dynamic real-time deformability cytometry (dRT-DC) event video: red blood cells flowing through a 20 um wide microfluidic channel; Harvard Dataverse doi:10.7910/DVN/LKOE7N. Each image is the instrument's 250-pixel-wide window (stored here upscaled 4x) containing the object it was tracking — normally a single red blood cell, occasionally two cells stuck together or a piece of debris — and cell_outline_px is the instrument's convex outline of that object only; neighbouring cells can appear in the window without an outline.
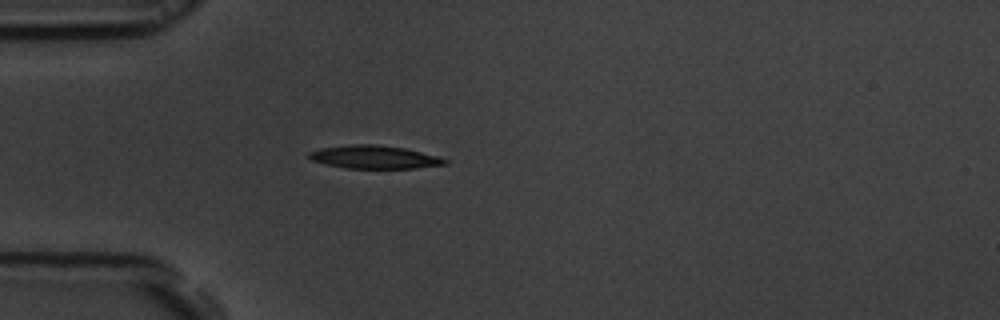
{"species": "common noctule bat (a hibernating species)", "species_latin": "Nyctalus noctula", "temperature_condition": "room temperature", "stored_images_in_passage": 40, "camera_frame_rate_fps": 3000, "um_per_image_px": 0.085, "animal": {"sex": "male", "body_mass_g": 19.5, "forearm_length_mm": 54.6}, "frame": {"image": 1, "passage_image": 1, "time_ms": 0.0, "image_size_px": [1000, 320], "cell_outline_px": [[448, 164], [416, 168], [344, 168], [312, 160], [308, 156], [308, 152], [320, 148], [352, 144], [376, 144], [404, 148], [436, 156], [448, 160]], "centroid_in_image_um": [31.81, 13.35], "position_along_channel_um": 53.2, "area_um2": 18.15}}
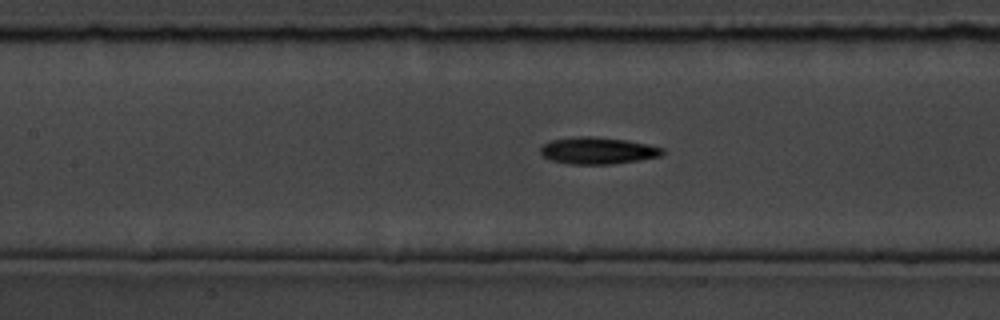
{"frame": {"image": 2, "passage_image": 10, "time_ms": 3.0, "image_size_px": [1000, 320], "cell_outline_px": [[664, 152], [660, 156], [640, 160], [612, 164], [568, 164], [552, 160], [544, 156], [540, 152], [540, 148], [544, 144], [552, 140], [580, 136], [592, 136], [628, 140], [648, 144], [664, 148]], "centroid_in_image_um": [50.84, 12.8], "position_along_channel_um": 156.6, "area_um2": 19.07}}
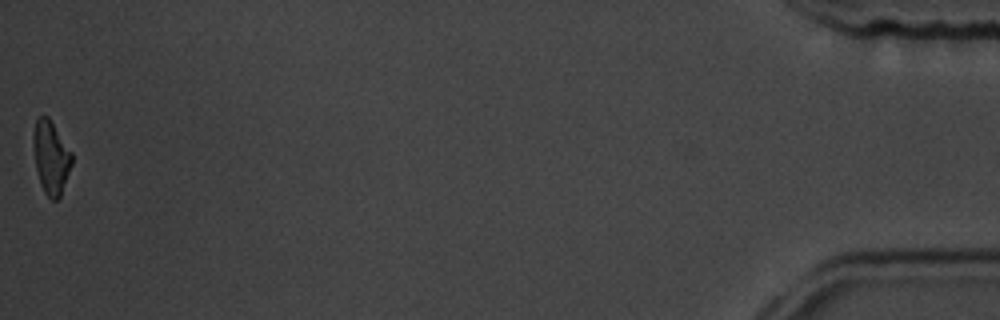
{"frame": {"image": 3, "passage_image": 40, "time_ms": 13.0, "image_size_px": [1000, 320], "cell_outline_px": [[72, 164], [60, 196], [56, 200], [52, 200], [44, 192], [36, 168], [32, 140], [32, 136], [36, 120], [40, 116], [48, 116], [72, 152]], "centroid_in_image_um": [4.33, 13.35], "position_along_channel_um": 430.9, "area_um2": 16.24}, "authors_computed_cell_mechanics": {"area_um2": 18.1781, "velocity_mm_per_s": 3.7278, "shape_relaxation_time_tau1_ms": 2.8467, "shape_relaxation_time_tau2_ms": 6.2133, "deformation_change_tau1": 0.124, "deformation_change_tau2": 0.1568}}